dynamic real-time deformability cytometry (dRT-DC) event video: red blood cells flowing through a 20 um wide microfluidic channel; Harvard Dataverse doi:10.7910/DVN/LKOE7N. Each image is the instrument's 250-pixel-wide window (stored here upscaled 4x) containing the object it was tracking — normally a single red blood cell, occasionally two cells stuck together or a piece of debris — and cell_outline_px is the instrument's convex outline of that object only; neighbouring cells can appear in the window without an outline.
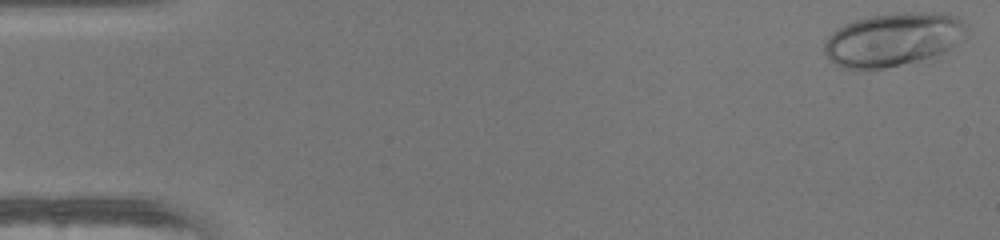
{"species": "human", "species_latin": "Homo sapiens", "temperature_condition": "warm", "stored_images_in_passage": 40, "camera_frame_rate_fps": 3000, "um_per_image_px": 0.085, "donor": {"sex": "female"}, "frame": {"image": 1, "passage_image": 1, "time_ms": 0.0, "image_size_px": [1000, 240], "cell_outline_px": [[968, 36], [944, 52], [920, 60], [884, 68], [840, 68], [824, 56], [824, 40], [832, 32], [844, 24], [856, 20], [872, 16], [908, 12], [956, 16], [968, 28]], "centroid_in_image_um": [75.88, 3.37], "position_along_channel_um": 9.1, "area_um2": 43.87}}
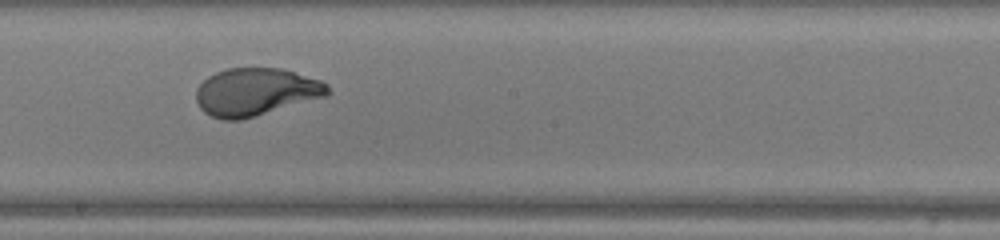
{"frame": {"image": 2, "passage_image": 27, "time_ms": 8.667, "image_size_px": [1000, 240], "cell_outline_px": [[332, 92], [328, 96], [240, 120], [224, 120], [212, 116], [204, 112], [200, 108], [196, 100], [196, 88], [208, 76], [216, 72], [228, 68], [280, 68], [320, 80], [328, 84]], "centroid_in_image_um": [21.75, 7.81], "position_along_channel_um": 226.4, "area_um2": 36.59}}
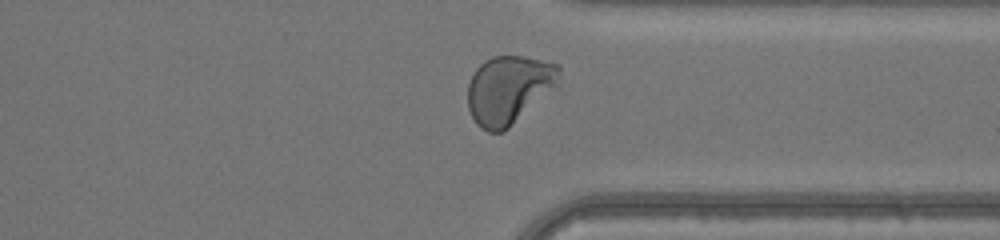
{"frame": {"image": 3, "passage_image": 37, "time_ms": 12.0, "image_size_px": [1000, 240], "cell_outline_px": [[560, 72], [552, 84], [504, 132], [488, 132], [480, 128], [476, 124], [468, 108], [468, 84], [476, 68], [484, 60], [492, 56], [524, 56], [560, 64]], "centroid_in_image_um": [43.13, 7.59], "position_along_channel_um": 368.3, "area_um2": 35.08}, "authors_computed_cell_mechanics": {"area_um2": 36.992, "velocity_mm_per_s": 4.2625, "shape_relaxation_time_tau1_ms": 5.1185, "shape_relaxation_time_tau2_ms": null, "deformation_change_tau1": 0.2601, "deformation_change_tau2": null}}